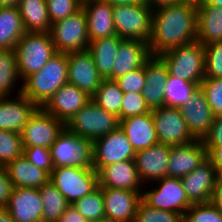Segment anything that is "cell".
Masks as SVG:
<instances>
[{"instance_id":"35","label":"cell","mask_w":222,"mask_h":222,"mask_svg":"<svg viewBox=\"0 0 222 222\" xmlns=\"http://www.w3.org/2000/svg\"><path fill=\"white\" fill-rule=\"evenodd\" d=\"M200 87V84L178 79L168 75L164 93V106L180 108L192 99V94Z\"/></svg>"},{"instance_id":"21","label":"cell","mask_w":222,"mask_h":222,"mask_svg":"<svg viewBox=\"0 0 222 222\" xmlns=\"http://www.w3.org/2000/svg\"><path fill=\"white\" fill-rule=\"evenodd\" d=\"M218 175L209 159L188 175L180 178L192 204L211 202Z\"/></svg>"},{"instance_id":"56","label":"cell","mask_w":222,"mask_h":222,"mask_svg":"<svg viewBox=\"0 0 222 222\" xmlns=\"http://www.w3.org/2000/svg\"><path fill=\"white\" fill-rule=\"evenodd\" d=\"M20 0H0V7L18 6Z\"/></svg>"},{"instance_id":"26","label":"cell","mask_w":222,"mask_h":222,"mask_svg":"<svg viewBox=\"0 0 222 222\" xmlns=\"http://www.w3.org/2000/svg\"><path fill=\"white\" fill-rule=\"evenodd\" d=\"M151 56L147 42L137 39H123L120 42L112 68V80L144 66Z\"/></svg>"},{"instance_id":"3","label":"cell","mask_w":222,"mask_h":222,"mask_svg":"<svg viewBox=\"0 0 222 222\" xmlns=\"http://www.w3.org/2000/svg\"><path fill=\"white\" fill-rule=\"evenodd\" d=\"M56 53L50 33L26 32L15 47L22 82L31 74L38 72Z\"/></svg>"},{"instance_id":"2","label":"cell","mask_w":222,"mask_h":222,"mask_svg":"<svg viewBox=\"0 0 222 222\" xmlns=\"http://www.w3.org/2000/svg\"><path fill=\"white\" fill-rule=\"evenodd\" d=\"M67 82V53H56L38 72L31 74L21 82L22 94L37 107H43Z\"/></svg>"},{"instance_id":"23","label":"cell","mask_w":222,"mask_h":222,"mask_svg":"<svg viewBox=\"0 0 222 222\" xmlns=\"http://www.w3.org/2000/svg\"><path fill=\"white\" fill-rule=\"evenodd\" d=\"M6 208L14 222H42L43 202L38 189L15 187Z\"/></svg>"},{"instance_id":"52","label":"cell","mask_w":222,"mask_h":222,"mask_svg":"<svg viewBox=\"0 0 222 222\" xmlns=\"http://www.w3.org/2000/svg\"><path fill=\"white\" fill-rule=\"evenodd\" d=\"M108 2L112 6L117 5H139V4H146L145 0H103Z\"/></svg>"},{"instance_id":"54","label":"cell","mask_w":222,"mask_h":222,"mask_svg":"<svg viewBox=\"0 0 222 222\" xmlns=\"http://www.w3.org/2000/svg\"><path fill=\"white\" fill-rule=\"evenodd\" d=\"M0 222H14L6 207H0Z\"/></svg>"},{"instance_id":"37","label":"cell","mask_w":222,"mask_h":222,"mask_svg":"<svg viewBox=\"0 0 222 222\" xmlns=\"http://www.w3.org/2000/svg\"><path fill=\"white\" fill-rule=\"evenodd\" d=\"M72 205L88 222H106L104 200L100 186L91 194L78 199Z\"/></svg>"},{"instance_id":"39","label":"cell","mask_w":222,"mask_h":222,"mask_svg":"<svg viewBox=\"0 0 222 222\" xmlns=\"http://www.w3.org/2000/svg\"><path fill=\"white\" fill-rule=\"evenodd\" d=\"M134 222H183V217L176 212L152 208L141 200Z\"/></svg>"},{"instance_id":"49","label":"cell","mask_w":222,"mask_h":222,"mask_svg":"<svg viewBox=\"0 0 222 222\" xmlns=\"http://www.w3.org/2000/svg\"><path fill=\"white\" fill-rule=\"evenodd\" d=\"M208 159L213 164L218 177H222V145L215 148H206Z\"/></svg>"},{"instance_id":"14","label":"cell","mask_w":222,"mask_h":222,"mask_svg":"<svg viewBox=\"0 0 222 222\" xmlns=\"http://www.w3.org/2000/svg\"><path fill=\"white\" fill-rule=\"evenodd\" d=\"M106 222H134L142 192L101 187Z\"/></svg>"},{"instance_id":"25","label":"cell","mask_w":222,"mask_h":222,"mask_svg":"<svg viewBox=\"0 0 222 222\" xmlns=\"http://www.w3.org/2000/svg\"><path fill=\"white\" fill-rule=\"evenodd\" d=\"M89 40H97L116 35L113 20V6L103 0H83Z\"/></svg>"},{"instance_id":"19","label":"cell","mask_w":222,"mask_h":222,"mask_svg":"<svg viewBox=\"0 0 222 222\" xmlns=\"http://www.w3.org/2000/svg\"><path fill=\"white\" fill-rule=\"evenodd\" d=\"M15 98L0 97V130L21 133L29 117L38 108L22 94V84Z\"/></svg>"},{"instance_id":"48","label":"cell","mask_w":222,"mask_h":222,"mask_svg":"<svg viewBox=\"0 0 222 222\" xmlns=\"http://www.w3.org/2000/svg\"><path fill=\"white\" fill-rule=\"evenodd\" d=\"M5 166L0 165V207H6L14 190Z\"/></svg>"},{"instance_id":"40","label":"cell","mask_w":222,"mask_h":222,"mask_svg":"<svg viewBox=\"0 0 222 222\" xmlns=\"http://www.w3.org/2000/svg\"><path fill=\"white\" fill-rule=\"evenodd\" d=\"M183 222H222V214L211 202L192 204L185 212Z\"/></svg>"},{"instance_id":"5","label":"cell","mask_w":222,"mask_h":222,"mask_svg":"<svg viewBox=\"0 0 222 222\" xmlns=\"http://www.w3.org/2000/svg\"><path fill=\"white\" fill-rule=\"evenodd\" d=\"M120 126L117 115L106 111L90 100L66 124L71 133L94 141Z\"/></svg>"},{"instance_id":"34","label":"cell","mask_w":222,"mask_h":222,"mask_svg":"<svg viewBox=\"0 0 222 222\" xmlns=\"http://www.w3.org/2000/svg\"><path fill=\"white\" fill-rule=\"evenodd\" d=\"M19 80L15 49H0V97L15 94L12 91Z\"/></svg>"},{"instance_id":"28","label":"cell","mask_w":222,"mask_h":222,"mask_svg":"<svg viewBox=\"0 0 222 222\" xmlns=\"http://www.w3.org/2000/svg\"><path fill=\"white\" fill-rule=\"evenodd\" d=\"M14 187L39 189L49 181L50 175L28 161L24 155L5 166Z\"/></svg>"},{"instance_id":"51","label":"cell","mask_w":222,"mask_h":222,"mask_svg":"<svg viewBox=\"0 0 222 222\" xmlns=\"http://www.w3.org/2000/svg\"><path fill=\"white\" fill-rule=\"evenodd\" d=\"M211 203L222 214V177H218L216 180Z\"/></svg>"},{"instance_id":"46","label":"cell","mask_w":222,"mask_h":222,"mask_svg":"<svg viewBox=\"0 0 222 222\" xmlns=\"http://www.w3.org/2000/svg\"><path fill=\"white\" fill-rule=\"evenodd\" d=\"M115 82L125 93L142 92L145 85V64L144 66L134 69L125 75L115 79Z\"/></svg>"},{"instance_id":"55","label":"cell","mask_w":222,"mask_h":222,"mask_svg":"<svg viewBox=\"0 0 222 222\" xmlns=\"http://www.w3.org/2000/svg\"><path fill=\"white\" fill-rule=\"evenodd\" d=\"M177 3L186 4L193 6L195 8H199L203 5L204 0H176Z\"/></svg>"},{"instance_id":"50","label":"cell","mask_w":222,"mask_h":222,"mask_svg":"<svg viewBox=\"0 0 222 222\" xmlns=\"http://www.w3.org/2000/svg\"><path fill=\"white\" fill-rule=\"evenodd\" d=\"M57 222H88V220L73 205H69Z\"/></svg>"},{"instance_id":"43","label":"cell","mask_w":222,"mask_h":222,"mask_svg":"<svg viewBox=\"0 0 222 222\" xmlns=\"http://www.w3.org/2000/svg\"><path fill=\"white\" fill-rule=\"evenodd\" d=\"M151 112L142 92L125 93L120 107V120L131 116L144 115Z\"/></svg>"},{"instance_id":"29","label":"cell","mask_w":222,"mask_h":222,"mask_svg":"<svg viewBox=\"0 0 222 222\" xmlns=\"http://www.w3.org/2000/svg\"><path fill=\"white\" fill-rule=\"evenodd\" d=\"M196 38L203 45L222 41V7L202 5L197 9Z\"/></svg>"},{"instance_id":"38","label":"cell","mask_w":222,"mask_h":222,"mask_svg":"<svg viewBox=\"0 0 222 222\" xmlns=\"http://www.w3.org/2000/svg\"><path fill=\"white\" fill-rule=\"evenodd\" d=\"M23 155L21 133L0 130V165L6 166Z\"/></svg>"},{"instance_id":"32","label":"cell","mask_w":222,"mask_h":222,"mask_svg":"<svg viewBox=\"0 0 222 222\" xmlns=\"http://www.w3.org/2000/svg\"><path fill=\"white\" fill-rule=\"evenodd\" d=\"M25 33L18 7H0V49H15Z\"/></svg>"},{"instance_id":"31","label":"cell","mask_w":222,"mask_h":222,"mask_svg":"<svg viewBox=\"0 0 222 222\" xmlns=\"http://www.w3.org/2000/svg\"><path fill=\"white\" fill-rule=\"evenodd\" d=\"M17 7L26 32L50 33L52 23L46 0H20Z\"/></svg>"},{"instance_id":"7","label":"cell","mask_w":222,"mask_h":222,"mask_svg":"<svg viewBox=\"0 0 222 222\" xmlns=\"http://www.w3.org/2000/svg\"><path fill=\"white\" fill-rule=\"evenodd\" d=\"M50 153L54 168H93V141L71 133L66 128L51 145Z\"/></svg>"},{"instance_id":"22","label":"cell","mask_w":222,"mask_h":222,"mask_svg":"<svg viewBox=\"0 0 222 222\" xmlns=\"http://www.w3.org/2000/svg\"><path fill=\"white\" fill-rule=\"evenodd\" d=\"M168 75L166 63L159 55H151L145 61V85L142 96L151 110L164 106Z\"/></svg>"},{"instance_id":"20","label":"cell","mask_w":222,"mask_h":222,"mask_svg":"<svg viewBox=\"0 0 222 222\" xmlns=\"http://www.w3.org/2000/svg\"><path fill=\"white\" fill-rule=\"evenodd\" d=\"M171 146L158 143L147 149L136 152L134 162L142 183H154L167 177V165ZM147 182V183H146Z\"/></svg>"},{"instance_id":"16","label":"cell","mask_w":222,"mask_h":222,"mask_svg":"<svg viewBox=\"0 0 222 222\" xmlns=\"http://www.w3.org/2000/svg\"><path fill=\"white\" fill-rule=\"evenodd\" d=\"M179 110L192 137L203 140L210 132L214 115L202 89L199 87Z\"/></svg>"},{"instance_id":"47","label":"cell","mask_w":222,"mask_h":222,"mask_svg":"<svg viewBox=\"0 0 222 222\" xmlns=\"http://www.w3.org/2000/svg\"><path fill=\"white\" fill-rule=\"evenodd\" d=\"M205 148H215L222 145V115L214 116L210 132L203 139Z\"/></svg>"},{"instance_id":"4","label":"cell","mask_w":222,"mask_h":222,"mask_svg":"<svg viewBox=\"0 0 222 222\" xmlns=\"http://www.w3.org/2000/svg\"><path fill=\"white\" fill-rule=\"evenodd\" d=\"M168 68V74L178 79L200 84L205 78L204 45L195 40L159 55Z\"/></svg>"},{"instance_id":"17","label":"cell","mask_w":222,"mask_h":222,"mask_svg":"<svg viewBox=\"0 0 222 222\" xmlns=\"http://www.w3.org/2000/svg\"><path fill=\"white\" fill-rule=\"evenodd\" d=\"M208 159L203 140L171 146L167 165V177L182 178Z\"/></svg>"},{"instance_id":"13","label":"cell","mask_w":222,"mask_h":222,"mask_svg":"<svg viewBox=\"0 0 222 222\" xmlns=\"http://www.w3.org/2000/svg\"><path fill=\"white\" fill-rule=\"evenodd\" d=\"M151 113L159 143L176 146L195 140L190 134L179 108L163 106L152 109Z\"/></svg>"},{"instance_id":"41","label":"cell","mask_w":222,"mask_h":222,"mask_svg":"<svg viewBox=\"0 0 222 222\" xmlns=\"http://www.w3.org/2000/svg\"><path fill=\"white\" fill-rule=\"evenodd\" d=\"M205 78L222 77V41L204 45Z\"/></svg>"},{"instance_id":"11","label":"cell","mask_w":222,"mask_h":222,"mask_svg":"<svg viewBox=\"0 0 222 222\" xmlns=\"http://www.w3.org/2000/svg\"><path fill=\"white\" fill-rule=\"evenodd\" d=\"M136 152L120 126L93 141V169L99 172L115 162L134 160Z\"/></svg>"},{"instance_id":"15","label":"cell","mask_w":222,"mask_h":222,"mask_svg":"<svg viewBox=\"0 0 222 222\" xmlns=\"http://www.w3.org/2000/svg\"><path fill=\"white\" fill-rule=\"evenodd\" d=\"M68 57V83L92 96L102 80L91 53L87 50L67 53Z\"/></svg>"},{"instance_id":"30","label":"cell","mask_w":222,"mask_h":222,"mask_svg":"<svg viewBox=\"0 0 222 222\" xmlns=\"http://www.w3.org/2000/svg\"><path fill=\"white\" fill-rule=\"evenodd\" d=\"M118 35L90 41L88 51L91 53L99 74L104 79L112 80V68L120 42Z\"/></svg>"},{"instance_id":"1","label":"cell","mask_w":222,"mask_h":222,"mask_svg":"<svg viewBox=\"0 0 222 222\" xmlns=\"http://www.w3.org/2000/svg\"><path fill=\"white\" fill-rule=\"evenodd\" d=\"M196 26L197 8L193 6L175 2L154 8L148 42L151 55H160L197 40Z\"/></svg>"},{"instance_id":"33","label":"cell","mask_w":222,"mask_h":222,"mask_svg":"<svg viewBox=\"0 0 222 222\" xmlns=\"http://www.w3.org/2000/svg\"><path fill=\"white\" fill-rule=\"evenodd\" d=\"M38 190L43 202L42 222H57L70 204L50 181Z\"/></svg>"},{"instance_id":"27","label":"cell","mask_w":222,"mask_h":222,"mask_svg":"<svg viewBox=\"0 0 222 222\" xmlns=\"http://www.w3.org/2000/svg\"><path fill=\"white\" fill-rule=\"evenodd\" d=\"M120 128L124 131L135 152L159 143L151 112L120 120Z\"/></svg>"},{"instance_id":"44","label":"cell","mask_w":222,"mask_h":222,"mask_svg":"<svg viewBox=\"0 0 222 222\" xmlns=\"http://www.w3.org/2000/svg\"><path fill=\"white\" fill-rule=\"evenodd\" d=\"M83 0H46L51 23H55L76 13L82 8Z\"/></svg>"},{"instance_id":"42","label":"cell","mask_w":222,"mask_h":222,"mask_svg":"<svg viewBox=\"0 0 222 222\" xmlns=\"http://www.w3.org/2000/svg\"><path fill=\"white\" fill-rule=\"evenodd\" d=\"M214 116L222 115V77L204 78L200 83Z\"/></svg>"},{"instance_id":"45","label":"cell","mask_w":222,"mask_h":222,"mask_svg":"<svg viewBox=\"0 0 222 222\" xmlns=\"http://www.w3.org/2000/svg\"><path fill=\"white\" fill-rule=\"evenodd\" d=\"M23 155L33 165L43 169L49 175L54 169L50 148L41 146L23 147Z\"/></svg>"},{"instance_id":"36","label":"cell","mask_w":222,"mask_h":222,"mask_svg":"<svg viewBox=\"0 0 222 222\" xmlns=\"http://www.w3.org/2000/svg\"><path fill=\"white\" fill-rule=\"evenodd\" d=\"M123 95L115 80L103 79L97 91L91 96V100L106 111L117 115L120 120Z\"/></svg>"},{"instance_id":"57","label":"cell","mask_w":222,"mask_h":222,"mask_svg":"<svg viewBox=\"0 0 222 222\" xmlns=\"http://www.w3.org/2000/svg\"><path fill=\"white\" fill-rule=\"evenodd\" d=\"M203 5H214L222 7V0H204Z\"/></svg>"},{"instance_id":"12","label":"cell","mask_w":222,"mask_h":222,"mask_svg":"<svg viewBox=\"0 0 222 222\" xmlns=\"http://www.w3.org/2000/svg\"><path fill=\"white\" fill-rule=\"evenodd\" d=\"M64 128L65 124L61 120L38 107L21 132L23 147L50 148Z\"/></svg>"},{"instance_id":"10","label":"cell","mask_w":222,"mask_h":222,"mask_svg":"<svg viewBox=\"0 0 222 222\" xmlns=\"http://www.w3.org/2000/svg\"><path fill=\"white\" fill-rule=\"evenodd\" d=\"M154 182L159 185L156 188L154 185L152 190H143L142 200L152 208L176 212L183 217L192 203L187 197L181 179L164 177Z\"/></svg>"},{"instance_id":"24","label":"cell","mask_w":222,"mask_h":222,"mask_svg":"<svg viewBox=\"0 0 222 222\" xmlns=\"http://www.w3.org/2000/svg\"><path fill=\"white\" fill-rule=\"evenodd\" d=\"M100 187H111L143 192L144 185L140 180L134 160L115 162L104 166L98 172Z\"/></svg>"},{"instance_id":"18","label":"cell","mask_w":222,"mask_h":222,"mask_svg":"<svg viewBox=\"0 0 222 222\" xmlns=\"http://www.w3.org/2000/svg\"><path fill=\"white\" fill-rule=\"evenodd\" d=\"M90 100L86 92L67 82L42 108L66 124Z\"/></svg>"},{"instance_id":"8","label":"cell","mask_w":222,"mask_h":222,"mask_svg":"<svg viewBox=\"0 0 222 222\" xmlns=\"http://www.w3.org/2000/svg\"><path fill=\"white\" fill-rule=\"evenodd\" d=\"M153 10L147 4L113 6L116 35L148 43L152 35Z\"/></svg>"},{"instance_id":"9","label":"cell","mask_w":222,"mask_h":222,"mask_svg":"<svg viewBox=\"0 0 222 222\" xmlns=\"http://www.w3.org/2000/svg\"><path fill=\"white\" fill-rule=\"evenodd\" d=\"M50 35L57 53L87 50L90 40L83 8L67 18L53 23Z\"/></svg>"},{"instance_id":"53","label":"cell","mask_w":222,"mask_h":222,"mask_svg":"<svg viewBox=\"0 0 222 222\" xmlns=\"http://www.w3.org/2000/svg\"><path fill=\"white\" fill-rule=\"evenodd\" d=\"M176 0H145V3L151 8H157L158 6L175 3Z\"/></svg>"},{"instance_id":"6","label":"cell","mask_w":222,"mask_h":222,"mask_svg":"<svg viewBox=\"0 0 222 222\" xmlns=\"http://www.w3.org/2000/svg\"><path fill=\"white\" fill-rule=\"evenodd\" d=\"M49 181L70 205L99 187L98 172L93 168L63 166L54 168Z\"/></svg>"}]
</instances>
